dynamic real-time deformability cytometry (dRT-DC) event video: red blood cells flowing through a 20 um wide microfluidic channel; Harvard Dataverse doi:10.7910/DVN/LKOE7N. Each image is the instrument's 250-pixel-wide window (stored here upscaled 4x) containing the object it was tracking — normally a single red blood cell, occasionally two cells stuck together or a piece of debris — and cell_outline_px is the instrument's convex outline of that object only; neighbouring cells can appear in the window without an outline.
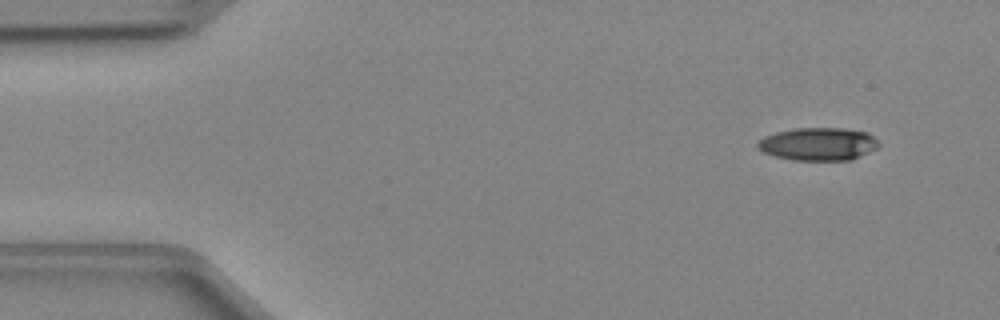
{"species": "Egyptian fruit bat (a non-hibernating species)", "species_latin": "Rousettus aegyptiacus", "temperature_condition": "cold", "stored_images_in_passage": 44, "camera_frame_rate_fps": 3000, "um_per_image_px": 0.085, "animal": {"sex": "female"}, "frame": {"image": 1, "passage_image": 1, "time_ms": 0.0, "image_size_px": [1000, 320], "cell_outline_px": [[880, 144], [876, 148], [852, 160], [792, 160], [776, 156], [764, 152], [756, 144], [764, 136], [776, 132], [796, 128], [844, 128], [868, 132]], "centroid_in_image_um": [69.57, 12.24], "position_along_channel_um": 15.4, "area_um2": 23.06}}
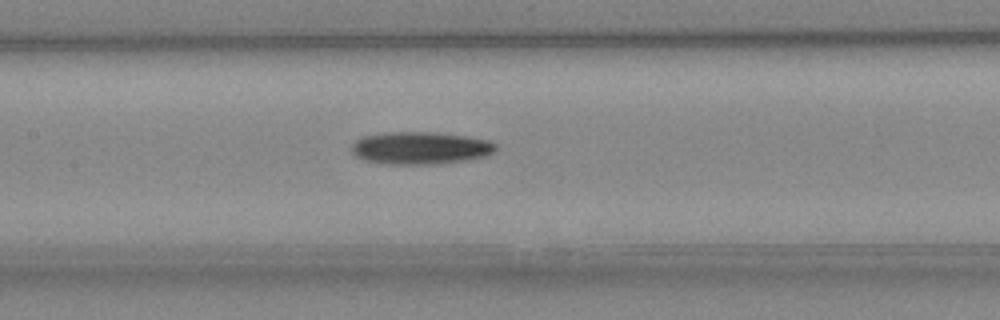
{"frame": {"image": 2, "passage_image": 19, "time_ms": 6.0, "image_size_px": [1000, 320], "cell_outline_px": [[496, 148], [492, 152], [484, 156], [464, 160], [436, 164], [388, 164], [364, 160], [356, 156], [352, 152], [352, 144], [356, 140], [364, 136], [384, 132], [440, 132], [468, 136], [488, 140], [496, 144]], "centroid_in_image_um": [35.71, 12.57], "position_along_channel_um": 171.7, "area_um2": 27.28}}
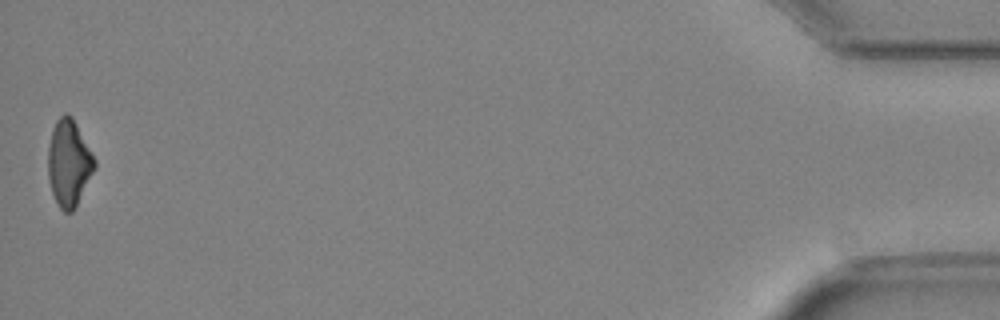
{"frame": {"image": 3, "passage_image": 44, "time_ms": 14.333, "image_size_px": [1000, 320], "cell_outline_px": [[96, 168], [72, 212], [64, 212], [60, 208], [52, 192], [48, 176], [48, 148], [52, 128], [56, 120], [64, 112], [68, 112], [72, 116], [96, 160]], "centroid_in_image_um": [5.85, 13.82], "position_along_channel_um": 429.3, "area_um2": 23.41}}